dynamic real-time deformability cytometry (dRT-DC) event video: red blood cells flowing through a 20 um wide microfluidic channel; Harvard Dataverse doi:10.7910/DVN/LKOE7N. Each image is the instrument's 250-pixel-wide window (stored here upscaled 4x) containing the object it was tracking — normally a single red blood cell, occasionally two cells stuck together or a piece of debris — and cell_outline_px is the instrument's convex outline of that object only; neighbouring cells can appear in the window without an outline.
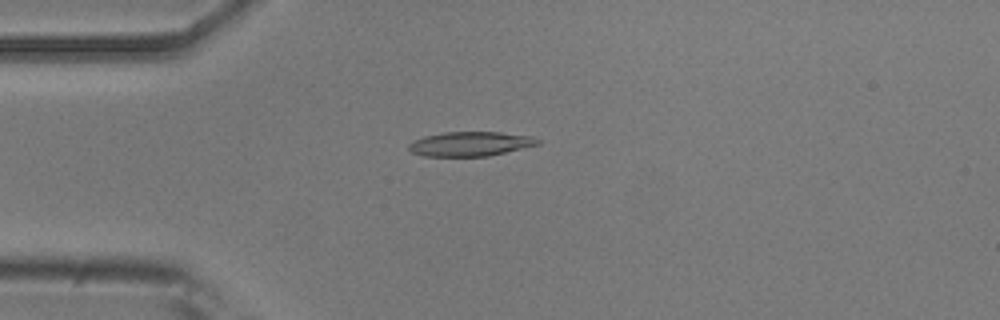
{"species": "common noctule bat (a hibernating species)", "species_latin": "Nyctalus noctula", "temperature_condition": "room temperature", "stored_images_in_passage": 52, "camera_frame_rate_fps": 3000, "um_per_image_px": 0.085, "animal": {"sex": "male", "body_mass_g": 20.5, "forearm_length_mm": 52.5}, "frame": {"image": 1, "passage_image": 13, "time_ms": 4.0, "image_size_px": [1000, 320], "cell_outline_px": [[540, 144], [488, 156], [424, 156], [412, 152], [408, 148], [408, 144], [412, 140], [424, 136], [444, 132], [500, 132], [532, 136], [540, 140]], "centroid_in_image_um": [39.96, 12.22], "position_along_channel_um": 45.0, "area_um2": 18.38}}
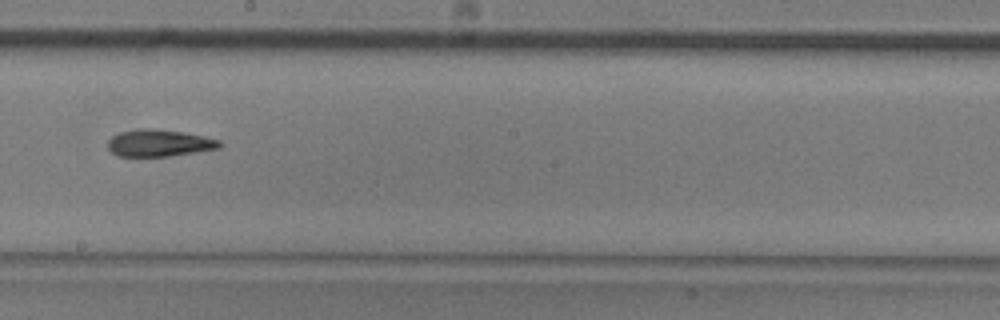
{"frame": {"image": 2, "passage_image": 29, "time_ms": 9.333, "image_size_px": [1000, 320], "cell_outline_px": [[224, 144], [220, 148], [196, 152], [168, 156], [116, 156], [108, 148], [108, 140], [112, 136], [120, 132], [136, 128], [156, 128], [184, 132], [204, 136], [220, 140]], "centroid_in_image_um": [13.54, 12.14], "position_along_channel_um": 234.7, "area_um2": 17.8}}
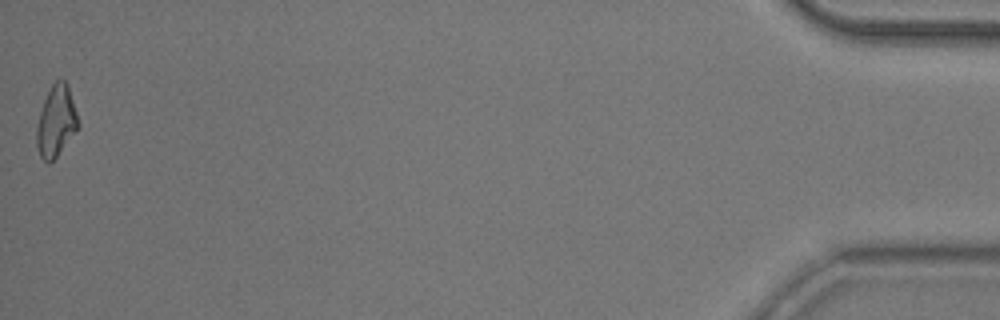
{"frame": {"image": 3, "passage_image": 52, "time_ms": 17.0, "image_size_px": [1000, 320], "cell_outline_px": [[80, 124], [76, 132], [56, 156], [48, 164], [40, 156], [36, 144], [36, 128], [40, 112], [44, 100], [52, 84], [56, 80], [64, 80], [68, 84]], "centroid_in_image_um": [4.78, 10.3], "position_along_channel_um": 430.4, "area_um2": 17.11}, "authors_computed_cell_mechanics": {"area_um2": 17.8891, "velocity_mm_per_s": 3.8357, "shape_relaxation_time_tau1_ms": 6.2525, "shape_relaxation_time_tau2_ms": 10.8434, "deformation_change_tau1": 0.1629, "deformation_change_tau2": 0.2314}}